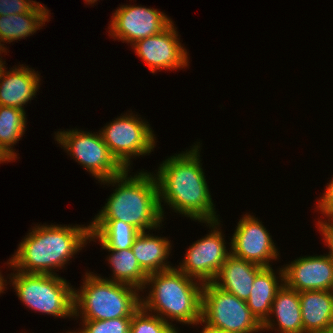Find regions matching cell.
<instances>
[{"label": "cell", "mask_w": 333, "mask_h": 333, "mask_svg": "<svg viewBox=\"0 0 333 333\" xmlns=\"http://www.w3.org/2000/svg\"><path fill=\"white\" fill-rule=\"evenodd\" d=\"M5 264L13 271L7 274L8 284L26 308L56 319H74V287L65 278L59 274H26L12 270L10 258Z\"/></svg>", "instance_id": "8992f818"}, {"label": "cell", "mask_w": 333, "mask_h": 333, "mask_svg": "<svg viewBox=\"0 0 333 333\" xmlns=\"http://www.w3.org/2000/svg\"><path fill=\"white\" fill-rule=\"evenodd\" d=\"M284 283L283 266L276 270H274L273 266L264 267L256 275L246 303L251 313L261 324L269 316L273 300Z\"/></svg>", "instance_id": "44dd1931"}, {"label": "cell", "mask_w": 333, "mask_h": 333, "mask_svg": "<svg viewBox=\"0 0 333 333\" xmlns=\"http://www.w3.org/2000/svg\"><path fill=\"white\" fill-rule=\"evenodd\" d=\"M1 268V267H0ZM8 277H4L3 273L0 270V295L4 293V291H7V285H8Z\"/></svg>", "instance_id": "4dcf8cb0"}, {"label": "cell", "mask_w": 333, "mask_h": 333, "mask_svg": "<svg viewBox=\"0 0 333 333\" xmlns=\"http://www.w3.org/2000/svg\"><path fill=\"white\" fill-rule=\"evenodd\" d=\"M173 20L165 12L136 4L119 5L108 24V36L130 46L165 30Z\"/></svg>", "instance_id": "8fae6325"}, {"label": "cell", "mask_w": 333, "mask_h": 333, "mask_svg": "<svg viewBox=\"0 0 333 333\" xmlns=\"http://www.w3.org/2000/svg\"><path fill=\"white\" fill-rule=\"evenodd\" d=\"M132 317L106 320H80L81 333H129Z\"/></svg>", "instance_id": "484cf974"}, {"label": "cell", "mask_w": 333, "mask_h": 333, "mask_svg": "<svg viewBox=\"0 0 333 333\" xmlns=\"http://www.w3.org/2000/svg\"><path fill=\"white\" fill-rule=\"evenodd\" d=\"M203 287L202 282L187 276L176 267L153 273L148 275L141 291V294H147L141 295V306L178 332V327L173 323L175 321L194 328L201 323Z\"/></svg>", "instance_id": "277c9868"}, {"label": "cell", "mask_w": 333, "mask_h": 333, "mask_svg": "<svg viewBox=\"0 0 333 333\" xmlns=\"http://www.w3.org/2000/svg\"><path fill=\"white\" fill-rule=\"evenodd\" d=\"M129 333H179L157 315L147 312L142 306L132 315Z\"/></svg>", "instance_id": "d4e9b609"}, {"label": "cell", "mask_w": 333, "mask_h": 333, "mask_svg": "<svg viewBox=\"0 0 333 333\" xmlns=\"http://www.w3.org/2000/svg\"><path fill=\"white\" fill-rule=\"evenodd\" d=\"M83 278L80 288H74L76 320L132 317L141 307L142 294L137 288L104 279V276L91 271H87Z\"/></svg>", "instance_id": "5b68a950"}, {"label": "cell", "mask_w": 333, "mask_h": 333, "mask_svg": "<svg viewBox=\"0 0 333 333\" xmlns=\"http://www.w3.org/2000/svg\"><path fill=\"white\" fill-rule=\"evenodd\" d=\"M86 5H94L95 3L97 4L98 0H84Z\"/></svg>", "instance_id": "836d02e7"}, {"label": "cell", "mask_w": 333, "mask_h": 333, "mask_svg": "<svg viewBox=\"0 0 333 333\" xmlns=\"http://www.w3.org/2000/svg\"><path fill=\"white\" fill-rule=\"evenodd\" d=\"M62 333H64V332H62ZM66 333H81L80 331H79V329L77 330H72V331H66Z\"/></svg>", "instance_id": "e575fe53"}, {"label": "cell", "mask_w": 333, "mask_h": 333, "mask_svg": "<svg viewBox=\"0 0 333 333\" xmlns=\"http://www.w3.org/2000/svg\"><path fill=\"white\" fill-rule=\"evenodd\" d=\"M304 333L333 330V291L299 292Z\"/></svg>", "instance_id": "e0dca14e"}, {"label": "cell", "mask_w": 333, "mask_h": 333, "mask_svg": "<svg viewBox=\"0 0 333 333\" xmlns=\"http://www.w3.org/2000/svg\"><path fill=\"white\" fill-rule=\"evenodd\" d=\"M126 112L106 123L99 132L111 155L125 170H131L132 159L149 156L158 141L147 119L133 114L131 109Z\"/></svg>", "instance_id": "52a82bcc"}, {"label": "cell", "mask_w": 333, "mask_h": 333, "mask_svg": "<svg viewBox=\"0 0 333 333\" xmlns=\"http://www.w3.org/2000/svg\"><path fill=\"white\" fill-rule=\"evenodd\" d=\"M242 216L238 219L239 222L228 243L231 254L262 267H271L274 261L278 262L280 259V250L276 247L272 235L260 218L249 212Z\"/></svg>", "instance_id": "7c38bea8"}, {"label": "cell", "mask_w": 333, "mask_h": 333, "mask_svg": "<svg viewBox=\"0 0 333 333\" xmlns=\"http://www.w3.org/2000/svg\"><path fill=\"white\" fill-rule=\"evenodd\" d=\"M329 224L333 227V219L329 222Z\"/></svg>", "instance_id": "d590c367"}, {"label": "cell", "mask_w": 333, "mask_h": 333, "mask_svg": "<svg viewBox=\"0 0 333 333\" xmlns=\"http://www.w3.org/2000/svg\"><path fill=\"white\" fill-rule=\"evenodd\" d=\"M90 241H98L101 249L108 251L106 260L108 261L107 263L112 271V275L104 279L130 285L140 291L144 289L148 275L140 267L131 248L110 250L95 235L90 236Z\"/></svg>", "instance_id": "7402d4cb"}, {"label": "cell", "mask_w": 333, "mask_h": 333, "mask_svg": "<svg viewBox=\"0 0 333 333\" xmlns=\"http://www.w3.org/2000/svg\"><path fill=\"white\" fill-rule=\"evenodd\" d=\"M145 169L130 174V169L120 175L99 182L112 188L106 203L92 220H121L140 232L156 231L164 222L160 206L158 184L154 172ZM156 229V230H155Z\"/></svg>", "instance_id": "3957f363"}, {"label": "cell", "mask_w": 333, "mask_h": 333, "mask_svg": "<svg viewBox=\"0 0 333 333\" xmlns=\"http://www.w3.org/2000/svg\"><path fill=\"white\" fill-rule=\"evenodd\" d=\"M39 3L36 0H0V16L31 12Z\"/></svg>", "instance_id": "83f0119b"}, {"label": "cell", "mask_w": 333, "mask_h": 333, "mask_svg": "<svg viewBox=\"0 0 333 333\" xmlns=\"http://www.w3.org/2000/svg\"><path fill=\"white\" fill-rule=\"evenodd\" d=\"M34 224L10 258V268L26 274L58 275L90 243V225Z\"/></svg>", "instance_id": "7a4b0ae2"}, {"label": "cell", "mask_w": 333, "mask_h": 333, "mask_svg": "<svg viewBox=\"0 0 333 333\" xmlns=\"http://www.w3.org/2000/svg\"><path fill=\"white\" fill-rule=\"evenodd\" d=\"M283 270L285 284L297 292L333 291V261L328 253L297 257Z\"/></svg>", "instance_id": "5bb4252c"}, {"label": "cell", "mask_w": 333, "mask_h": 333, "mask_svg": "<svg viewBox=\"0 0 333 333\" xmlns=\"http://www.w3.org/2000/svg\"><path fill=\"white\" fill-rule=\"evenodd\" d=\"M2 53L4 54L5 53V55H7V53L5 52V51H2L1 53H0V72H1V70H2V68L5 66V64H6V61L3 59V57L1 56L2 55Z\"/></svg>", "instance_id": "d6a6232c"}, {"label": "cell", "mask_w": 333, "mask_h": 333, "mask_svg": "<svg viewBox=\"0 0 333 333\" xmlns=\"http://www.w3.org/2000/svg\"><path fill=\"white\" fill-rule=\"evenodd\" d=\"M0 72V105L25 110L28 102L31 103L39 92L41 85L40 72H36L26 64L15 65Z\"/></svg>", "instance_id": "9a60e30c"}, {"label": "cell", "mask_w": 333, "mask_h": 333, "mask_svg": "<svg viewBox=\"0 0 333 333\" xmlns=\"http://www.w3.org/2000/svg\"><path fill=\"white\" fill-rule=\"evenodd\" d=\"M26 111L0 105V147L17 160L19 153L14 149L25 134L27 126Z\"/></svg>", "instance_id": "cb8c5ba5"}, {"label": "cell", "mask_w": 333, "mask_h": 333, "mask_svg": "<svg viewBox=\"0 0 333 333\" xmlns=\"http://www.w3.org/2000/svg\"><path fill=\"white\" fill-rule=\"evenodd\" d=\"M319 233L323 237V241L325 243V246L329 249V256L331 257V260L333 261V227L329 224H317Z\"/></svg>", "instance_id": "f1b7e54d"}, {"label": "cell", "mask_w": 333, "mask_h": 333, "mask_svg": "<svg viewBox=\"0 0 333 333\" xmlns=\"http://www.w3.org/2000/svg\"><path fill=\"white\" fill-rule=\"evenodd\" d=\"M331 181L327 183L324 193L320 198H317L316 212L320 213V216L317 220L316 224H326L329 223L333 219V177L330 179ZM325 219V220H324Z\"/></svg>", "instance_id": "4316f807"}, {"label": "cell", "mask_w": 333, "mask_h": 333, "mask_svg": "<svg viewBox=\"0 0 333 333\" xmlns=\"http://www.w3.org/2000/svg\"><path fill=\"white\" fill-rule=\"evenodd\" d=\"M16 160L8 154L2 147H0V164L7 162H15Z\"/></svg>", "instance_id": "f546056e"}, {"label": "cell", "mask_w": 333, "mask_h": 333, "mask_svg": "<svg viewBox=\"0 0 333 333\" xmlns=\"http://www.w3.org/2000/svg\"><path fill=\"white\" fill-rule=\"evenodd\" d=\"M236 333H262V324L251 313L246 301L217 287L205 283L202 292V318L200 326Z\"/></svg>", "instance_id": "9c48e42d"}, {"label": "cell", "mask_w": 333, "mask_h": 333, "mask_svg": "<svg viewBox=\"0 0 333 333\" xmlns=\"http://www.w3.org/2000/svg\"><path fill=\"white\" fill-rule=\"evenodd\" d=\"M201 144L194 142L186 151L164 159L154 170L163 219H168L164 206H169L172 212L199 224L220 220L202 167Z\"/></svg>", "instance_id": "6da1fadb"}, {"label": "cell", "mask_w": 333, "mask_h": 333, "mask_svg": "<svg viewBox=\"0 0 333 333\" xmlns=\"http://www.w3.org/2000/svg\"><path fill=\"white\" fill-rule=\"evenodd\" d=\"M180 37L172 22L161 33L138 40L131 47L150 73L181 70L189 66L190 55L185 44L180 42Z\"/></svg>", "instance_id": "4fadbf2b"}, {"label": "cell", "mask_w": 333, "mask_h": 333, "mask_svg": "<svg viewBox=\"0 0 333 333\" xmlns=\"http://www.w3.org/2000/svg\"><path fill=\"white\" fill-rule=\"evenodd\" d=\"M265 331L304 333L299 292L289 288L285 283L278 290L270 314L262 323V332Z\"/></svg>", "instance_id": "2e32d148"}, {"label": "cell", "mask_w": 333, "mask_h": 333, "mask_svg": "<svg viewBox=\"0 0 333 333\" xmlns=\"http://www.w3.org/2000/svg\"><path fill=\"white\" fill-rule=\"evenodd\" d=\"M222 221L204 222L209 227L208 233L192 242L184 253V258L175 267L203 284L213 282L221 266L231 255V248H227ZM221 226V227H220ZM224 234V235H223Z\"/></svg>", "instance_id": "30bf717a"}, {"label": "cell", "mask_w": 333, "mask_h": 333, "mask_svg": "<svg viewBox=\"0 0 333 333\" xmlns=\"http://www.w3.org/2000/svg\"><path fill=\"white\" fill-rule=\"evenodd\" d=\"M89 225L91 235H95L110 250L130 249L140 233L121 220H91Z\"/></svg>", "instance_id": "603a6c76"}, {"label": "cell", "mask_w": 333, "mask_h": 333, "mask_svg": "<svg viewBox=\"0 0 333 333\" xmlns=\"http://www.w3.org/2000/svg\"><path fill=\"white\" fill-rule=\"evenodd\" d=\"M50 15L47 6L39 3L31 12L0 16V49L7 53L6 44L26 39L43 29L45 22L50 21Z\"/></svg>", "instance_id": "ffe728a7"}, {"label": "cell", "mask_w": 333, "mask_h": 333, "mask_svg": "<svg viewBox=\"0 0 333 333\" xmlns=\"http://www.w3.org/2000/svg\"><path fill=\"white\" fill-rule=\"evenodd\" d=\"M55 143L99 182L120 175L125 169L111 155L100 132L58 129Z\"/></svg>", "instance_id": "ba28073f"}, {"label": "cell", "mask_w": 333, "mask_h": 333, "mask_svg": "<svg viewBox=\"0 0 333 333\" xmlns=\"http://www.w3.org/2000/svg\"><path fill=\"white\" fill-rule=\"evenodd\" d=\"M150 232H140L131 247L137 262L147 275L175 267L168 261L173 248L171 240L167 236L161 237Z\"/></svg>", "instance_id": "ac0fdd59"}, {"label": "cell", "mask_w": 333, "mask_h": 333, "mask_svg": "<svg viewBox=\"0 0 333 333\" xmlns=\"http://www.w3.org/2000/svg\"><path fill=\"white\" fill-rule=\"evenodd\" d=\"M200 333H236V332L224 331L213 327H202Z\"/></svg>", "instance_id": "1f68e13d"}, {"label": "cell", "mask_w": 333, "mask_h": 333, "mask_svg": "<svg viewBox=\"0 0 333 333\" xmlns=\"http://www.w3.org/2000/svg\"><path fill=\"white\" fill-rule=\"evenodd\" d=\"M263 268L231 254L221 266L213 283L222 290L234 294L240 300L247 301L256 275Z\"/></svg>", "instance_id": "d6986e66"}]
</instances>
